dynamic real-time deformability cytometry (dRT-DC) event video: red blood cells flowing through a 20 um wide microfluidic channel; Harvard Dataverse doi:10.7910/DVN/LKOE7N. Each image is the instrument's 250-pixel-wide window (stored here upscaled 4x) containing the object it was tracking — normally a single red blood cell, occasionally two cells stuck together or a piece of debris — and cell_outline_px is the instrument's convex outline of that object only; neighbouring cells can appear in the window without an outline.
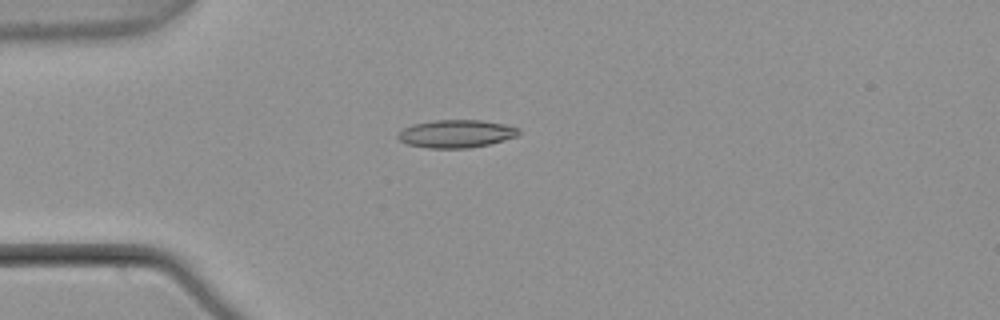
{"species": "common noctule bat (a hibernating species)", "species_latin": "Nyctalus noctula", "temperature_condition": "warm", "stored_images_in_passage": 5, "camera_frame_rate_fps": 3000, "um_per_image_px": 0.085, "animal": {"sex": "male", "body_mass_g": 21.5, "forearm_length_mm": 52.0}, "frame": {"image": 1, "passage_image": 3, "time_ms": 0.667, "image_size_px": [1000, 320], "cell_outline_px": [[520, 132], [516, 136], [504, 140], [488, 144], [468, 148], [428, 148], [408, 144], [400, 140], [396, 136], [404, 128], [412, 124], [432, 120], [480, 120], [504, 124], [520, 128]], "centroid_in_image_um": [38.77, 11.36], "position_along_channel_um": 46.2, "area_um2": 19.54}}
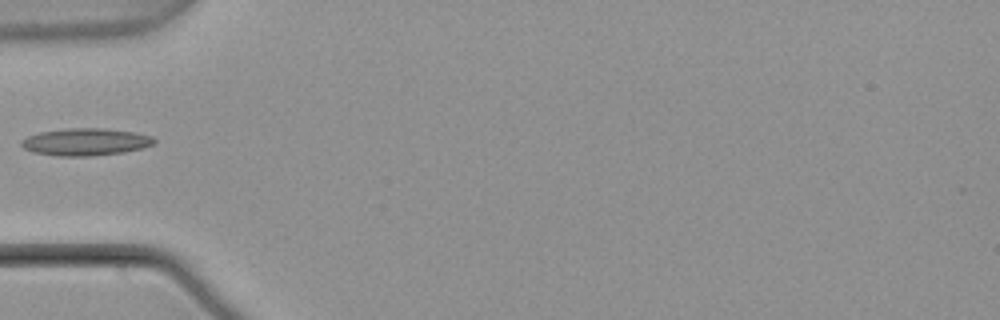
{"frame": {"image": 2, "passage_image": 4, "time_ms": 1.0, "image_size_px": [1000, 320], "cell_outline_px": [[156, 140], [152, 144], [144, 148], [124, 152], [92, 156], [56, 156], [32, 152], [24, 148], [20, 144], [20, 140], [28, 136], [40, 132], [64, 128], [104, 128], [136, 132], [152, 136]], "centroid_in_image_um": [7.27, 12.06], "position_along_channel_um": 77.7, "area_um2": 21.33}}
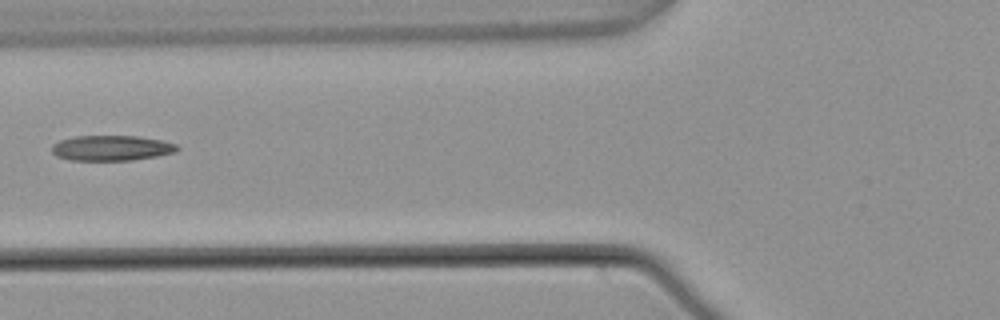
{"frame": {"image": 3, "passage_image": 5, "time_ms": 1.333, "image_size_px": [1000, 320], "cell_outline_px": [[180, 148], [176, 152], [156, 156], [132, 160], [72, 160], [56, 156], [52, 152], [52, 144], [60, 140], [76, 136], [140, 136], [164, 140], [176, 144]], "centroid_in_image_um": [9.5, 12.57], "position_along_channel_um": 116.3, "area_um2": 18.55}}